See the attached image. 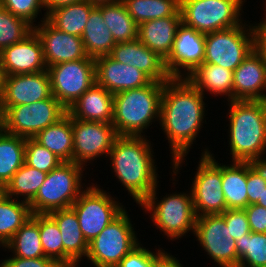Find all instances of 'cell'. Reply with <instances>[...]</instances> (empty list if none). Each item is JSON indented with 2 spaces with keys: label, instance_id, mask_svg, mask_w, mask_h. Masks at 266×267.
Here are the masks:
<instances>
[{
  "label": "cell",
  "instance_id": "6da1fadb",
  "mask_svg": "<svg viewBox=\"0 0 266 267\" xmlns=\"http://www.w3.org/2000/svg\"><path fill=\"white\" fill-rule=\"evenodd\" d=\"M203 99V94L186 77L170 78L164 83L159 124L171 145L173 175L177 174L204 123Z\"/></svg>",
  "mask_w": 266,
  "mask_h": 267
},
{
  "label": "cell",
  "instance_id": "7a4b0ae2",
  "mask_svg": "<svg viewBox=\"0 0 266 267\" xmlns=\"http://www.w3.org/2000/svg\"><path fill=\"white\" fill-rule=\"evenodd\" d=\"M152 152L151 143L144 134L118 136L108 155L116 178L139 205L159 182Z\"/></svg>",
  "mask_w": 266,
  "mask_h": 267
},
{
  "label": "cell",
  "instance_id": "3957f363",
  "mask_svg": "<svg viewBox=\"0 0 266 267\" xmlns=\"http://www.w3.org/2000/svg\"><path fill=\"white\" fill-rule=\"evenodd\" d=\"M228 102L232 162H266V100Z\"/></svg>",
  "mask_w": 266,
  "mask_h": 267
},
{
  "label": "cell",
  "instance_id": "277c9868",
  "mask_svg": "<svg viewBox=\"0 0 266 267\" xmlns=\"http://www.w3.org/2000/svg\"><path fill=\"white\" fill-rule=\"evenodd\" d=\"M164 83L152 81L114 94L112 124L118 136H142L153 119L160 120Z\"/></svg>",
  "mask_w": 266,
  "mask_h": 267
},
{
  "label": "cell",
  "instance_id": "5b68a950",
  "mask_svg": "<svg viewBox=\"0 0 266 267\" xmlns=\"http://www.w3.org/2000/svg\"><path fill=\"white\" fill-rule=\"evenodd\" d=\"M83 167L75 162H62L47 173L36 196L29 202L32 214L70 208L83 191Z\"/></svg>",
  "mask_w": 266,
  "mask_h": 267
},
{
  "label": "cell",
  "instance_id": "8992f818",
  "mask_svg": "<svg viewBox=\"0 0 266 267\" xmlns=\"http://www.w3.org/2000/svg\"><path fill=\"white\" fill-rule=\"evenodd\" d=\"M156 191L157 186L140 204L145 212L151 211V219L156 228L162 230L171 240L183 237L190 230L195 232L197 216L191 192L168 194L158 202Z\"/></svg>",
  "mask_w": 266,
  "mask_h": 267
},
{
  "label": "cell",
  "instance_id": "52a82bcc",
  "mask_svg": "<svg viewBox=\"0 0 266 267\" xmlns=\"http://www.w3.org/2000/svg\"><path fill=\"white\" fill-rule=\"evenodd\" d=\"M66 114L67 109L52 95L31 104L0 107V127L9 134L34 138Z\"/></svg>",
  "mask_w": 266,
  "mask_h": 267
},
{
  "label": "cell",
  "instance_id": "ba28073f",
  "mask_svg": "<svg viewBox=\"0 0 266 267\" xmlns=\"http://www.w3.org/2000/svg\"><path fill=\"white\" fill-rule=\"evenodd\" d=\"M243 2L245 0H180L182 22L202 34L233 28L243 21L240 16Z\"/></svg>",
  "mask_w": 266,
  "mask_h": 267
},
{
  "label": "cell",
  "instance_id": "9c48e42d",
  "mask_svg": "<svg viewBox=\"0 0 266 267\" xmlns=\"http://www.w3.org/2000/svg\"><path fill=\"white\" fill-rule=\"evenodd\" d=\"M243 22L233 28L205 34L203 63L219 65L234 71L255 49V24ZM249 30V31H248Z\"/></svg>",
  "mask_w": 266,
  "mask_h": 267
},
{
  "label": "cell",
  "instance_id": "30bf717a",
  "mask_svg": "<svg viewBox=\"0 0 266 267\" xmlns=\"http://www.w3.org/2000/svg\"><path fill=\"white\" fill-rule=\"evenodd\" d=\"M127 213L124 210L88 243L86 257L95 267H115L139 244Z\"/></svg>",
  "mask_w": 266,
  "mask_h": 267
},
{
  "label": "cell",
  "instance_id": "8fae6325",
  "mask_svg": "<svg viewBox=\"0 0 266 267\" xmlns=\"http://www.w3.org/2000/svg\"><path fill=\"white\" fill-rule=\"evenodd\" d=\"M94 185L83 189L71 206L87 243L125 210L123 205H120L122 203L116 201L111 194Z\"/></svg>",
  "mask_w": 266,
  "mask_h": 267
},
{
  "label": "cell",
  "instance_id": "7c38bea8",
  "mask_svg": "<svg viewBox=\"0 0 266 267\" xmlns=\"http://www.w3.org/2000/svg\"><path fill=\"white\" fill-rule=\"evenodd\" d=\"M212 155L208 149L202 152L191 184L190 191L197 217L222 214L227 210L222 190V165L217 163Z\"/></svg>",
  "mask_w": 266,
  "mask_h": 267
},
{
  "label": "cell",
  "instance_id": "4fadbf2b",
  "mask_svg": "<svg viewBox=\"0 0 266 267\" xmlns=\"http://www.w3.org/2000/svg\"><path fill=\"white\" fill-rule=\"evenodd\" d=\"M47 71L52 95L66 109L96 83L95 59L91 57L52 65Z\"/></svg>",
  "mask_w": 266,
  "mask_h": 267
},
{
  "label": "cell",
  "instance_id": "5bb4252c",
  "mask_svg": "<svg viewBox=\"0 0 266 267\" xmlns=\"http://www.w3.org/2000/svg\"><path fill=\"white\" fill-rule=\"evenodd\" d=\"M194 236L220 267H238L235 239L220 214L197 217Z\"/></svg>",
  "mask_w": 266,
  "mask_h": 267
},
{
  "label": "cell",
  "instance_id": "9a60e30c",
  "mask_svg": "<svg viewBox=\"0 0 266 267\" xmlns=\"http://www.w3.org/2000/svg\"><path fill=\"white\" fill-rule=\"evenodd\" d=\"M73 162L85 166L88 161L109 152L118 137L112 123L72 118Z\"/></svg>",
  "mask_w": 266,
  "mask_h": 267
},
{
  "label": "cell",
  "instance_id": "2e32d148",
  "mask_svg": "<svg viewBox=\"0 0 266 267\" xmlns=\"http://www.w3.org/2000/svg\"><path fill=\"white\" fill-rule=\"evenodd\" d=\"M205 56V34L186 26H179L172 51L165 60L167 73L171 78L188 77L199 65L203 64ZM181 69H184L183 73Z\"/></svg>",
  "mask_w": 266,
  "mask_h": 267
},
{
  "label": "cell",
  "instance_id": "e0dca14e",
  "mask_svg": "<svg viewBox=\"0 0 266 267\" xmlns=\"http://www.w3.org/2000/svg\"><path fill=\"white\" fill-rule=\"evenodd\" d=\"M52 96L50 75L47 70L37 73L3 77L0 107L25 105Z\"/></svg>",
  "mask_w": 266,
  "mask_h": 267
},
{
  "label": "cell",
  "instance_id": "ac0fdd59",
  "mask_svg": "<svg viewBox=\"0 0 266 267\" xmlns=\"http://www.w3.org/2000/svg\"><path fill=\"white\" fill-rule=\"evenodd\" d=\"M41 22V25L34 26L33 30L42 43L47 68L88 57L81 37L58 30L45 17Z\"/></svg>",
  "mask_w": 266,
  "mask_h": 267
},
{
  "label": "cell",
  "instance_id": "d6986e66",
  "mask_svg": "<svg viewBox=\"0 0 266 267\" xmlns=\"http://www.w3.org/2000/svg\"><path fill=\"white\" fill-rule=\"evenodd\" d=\"M4 76L37 73L47 70L42 43L33 30L23 40L0 52Z\"/></svg>",
  "mask_w": 266,
  "mask_h": 267
},
{
  "label": "cell",
  "instance_id": "ffe728a7",
  "mask_svg": "<svg viewBox=\"0 0 266 267\" xmlns=\"http://www.w3.org/2000/svg\"><path fill=\"white\" fill-rule=\"evenodd\" d=\"M233 79V100H266V63L256 48L234 70Z\"/></svg>",
  "mask_w": 266,
  "mask_h": 267
},
{
  "label": "cell",
  "instance_id": "44dd1931",
  "mask_svg": "<svg viewBox=\"0 0 266 267\" xmlns=\"http://www.w3.org/2000/svg\"><path fill=\"white\" fill-rule=\"evenodd\" d=\"M96 83L113 95L149 85L152 80L135 67L122 64L110 55L95 59Z\"/></svg>",
  "mask_w": 266,
  "mask_h": 267
},
{
  "label": "cell",
  "instance_id": "7402d4cb",
  "mask_svg": "<svg viewBox=\"0 0 266 267\" xmlns=\"http://www.w3.org/2000/svg\"><path fill=\"white\" fill-rule=\"evenodd\" d=\"M110 56L122 64L132 66L145 73L152 81L167 82L165 60L138 39L116 43Z\"/></svg>",
  "mask_w": 266,
  "mask_h": 267
},
{
  "label": "cell",
  "instance_id": "603a6c76",
  "mask_svg": "<svg viewBox=\"0 0 266 267\" xmlns=\"http://www.w3.org/2000/svg\"><path fill=\"white\" fill-rule=\"evenodd\" d=\"M56 222L63 243V267H77L87 255L88 243L83 237L75 211L70 207L48 213Z\"/></svg>",
  "mask_w": 266,
  "mask_h": 267
},
{
  "label": "cell",
  "instance_id": "cb8c5ba5",
  "mask_svg": "<svg viewBox=\"0 0 266 267\" xmlns=\"http://www.w3.org/2000/svg\"><path fill=\"white\" fill-rule=\"evenodd\" d=\"M114 95L94 83L72 106L67 114L83 121L112 123Z\"/></svg>",
  "mask_w": 266,
  "mask_h": 267
},
{
  "label": "cell",
  "instance_id": "d4e9b609",
  "mask_svg": "<svg viewBox=\"0 0 266 267\" xmlns=\"http://www.w3.org/2000/svg\"><path fill=\"white\" fill-rule=\"evenodd\" d=\"M182 23V14L142 22L138 25V40L166 60Z\"/></svg>",
  "mask_w": 266,
  "mask_h": 267
},
{
  "label": "cell",
  "instance_id": "484cf974",
  "mask_svg": "<svg viewBox=\"0 0 266 267\" xmlns=\"http://www.w3.org/2000/svg\"><path fill=\"white\" fill-rule=\"evenodd\" d=\"M234 71L219 65L203 63L199 65L186 79L203 95L205 90L216 96H228L233 100Z\"/></svg>",
  "mask_w": 266,
  "mask_h": 267
},
{
  "label": "cell",
  "instance_id": "4316f807",
  "mask_svg": "<svg viewBox=\"0 0 266 267\" xmlns=\"http://www.w3.org/2000/svg\"><path fill=\"white\" fill-rule=\"evenodd\" d=\"M81 39L88 57L96 59L110 55L116 42L104 22L101 5L90 11Z\"/></svg>",
  "mask_w": 266,
  "mask_h": 267
},
{
  "label": "cell",
  "instance_id": "83f0119b",
  "mask_svg": "<svg viewBox=\"0 0 266 267\" xmlns=\"http://www.w3.org/2000/svg\"><path fill=\"white\" fill-rule=\"evenodd\" d=\"M34 139L63 162H73L72 118L68 114L40 131Z\"/></svg>",
  "mask_w": 266,
  "mask_h": 267
},
{
  "label": "cell",
  "instance_id": "f1b7e54d",
  "mask_svg": "<svg viewBox=\"0 0 266 267\" xmlns=\"http://www.w3.org/2000/svg\"><path fill=\"white\" fill-rule=\"evenodd\" d=\"M247 162L233 161L222 165V190L227 209H244L248 206Z\"/></svg>",
  "mask_w": 266,
  "mask_h": 267
},
{
  "label": "cell",
  "instance_id": "f546056e",
  "mask_svg": "<svg viewBox=\"0 0 266 267\" xmlns=\"http://www.w3.org/2000/svg\"><path fill=\"white\" fill-rule=\"evenodd\" d=\"M95 7L87 0H82L53 10L47 20L58 30L81 37L90 11Z\"/></svg>",
  "mask_w": 266,
  "mask_h": 267
},
{
  "label": "cell",
  "instance_id": "4dcf8cb0",
  "mask_svg": "<svg viewBox=\"0 0 266 267\" xmlns=\"http://www.w3.org/2000/svg\"><path fill=\"white\" fill-rule=\"evenodd\" d=\"M26 138L9 134L0 127V183L6 186L25 163Z\"/></svg>",
  "mask_w": 266,
  "mask_h": 267
},
{
  "label": "cell",
  "instance_id": "1f68e13d",
  "mask_svg": "<svg viewBox=\"0 0 266 267\" xmlns=\"http://www.w3.org/2000/svg\"><path fill=\"white\" fill-rule=\"evenodd\" d=\"M101 13L116 43L138 39V24L128 13L122 1L101 4Z\"/></svg>",
  "mask_w": 266,
  "mask_h": 267
},
{
  "label": "cell",
  "instance_id": "d6a6232c",
  "mask_svg": "<svg viewBox=\"0 0 266 267\" xmlns=\"http://www.w3.org/2000/svg\"><path fill=\"white\" fill-rule=\"evenodd\" d=\"M31 216L28 202L4 195L0 199V246L4 247Z\"/></svg>",
  "mask_w": 266,
  "mask_h": 267
},
{
  "label": "cell",
  "instance_id": "836d02e7",
  "mask_svg": "<svg viewBox=\"0 0 266 267\" xmlns=\"http://www.w3.org/2000/svg\"><path fill=\"white\" fill-rule=\"evenodd\" d=\"M10 249L12 257L39 258L45 257L39 232V224L30 217L4 245Z\"/></svg>",
  "mask_w": 266,
  "mask_h": 267
},
{
  "label": "cell",
  "instance_id": "e575fe53",
  "mask_svg": "<svg viewBox=\"0 0 266 267\" xmlns=\"http://www.w3.org/2000/svg\"><path fill=\"white\" fill-rule=\"evenodd\" d=\"M139 25L153 19L178 16L180 0H121Z\"/></svg>",
  "mask_w": 266,
  "mask_h": 267
},
{
  "label": "cell",
  "instance_id": "d590c367",
  "mask_svg": "<svg viewBox=\"0 0 266 267\" xmlns=\"http://www.w3.org/2000/svg\"><path fill=\"white\" fill-rule=\"evenodd\" d=\"M46 176L47 173L24 163L6 184L5 195L11 198L14 195L17 200L19 196H23V201L29 203L36 196Z\"/></svg>",
  "mask_w": 266,
  "mask_h": 267
},
{
  "label": "cell",
  "instance_id": "8d00e7d4",
  "mask_svg": "<svg viewBox=\"0 0 266 267\" xmlns=\"http://www.w3.org/2000/svg\"><path fill=\"white\" fill-rule=\"evenodd\" d=\"M238 267H266V233H248L235 241Z\"/></svg>",
  "mask_w": 266,
  "mask_h": 267
},
{
  "label": "cell",
  "instance_id": "74e56055",
  "mask_svg": "<svg viewBox=\"0 0 266 267\" xmlns=\"http://www.w3.org/2000/svg\"><path fill=\"white\" fill-rule=\"evenodd\" d=\"M31 217L39 224L45 257L56 260L63 266V243L58 225L48 214H32Z\"/></svg>",
  "mask_w": 266,
  "mask_h": 267
},
{
  "label": "cell",
  "instance_id": "f35d334b",
  "mask_svg": "<svg viewBox=\"0 0 266 267\" xmlns=\"http://www.w3.org/2000/svg\"><path fill=\"white\" fill-rule=\"evenodd\" d=\"M33 31V26L0 6V52L23 40Z\"/></svg>",
  "mask_w": 266,
  "mask_h": 267
},
{
  "label": "cell",
  "instance_id": "ab89813d",
  "mask_svg": "<svg viewBox=\"0 0 266 267\" xmlns=\"http://www.w3.org/2000/svg\"><path fill=\"white\" fill-rule=\"evenodd\" d=\"M63 161L34 138H26L25 163L45 173L57 168Z\"/></svg>",
  "mask_w": 266,
  "mask_h": 267
},
{
  "label": "cell",
  "instance_id": "60d3db41",
  "mask_svg": "<svg viewBox=\"0 0 266 267\" xmlns=\"http://www.w3.org/2000/svg\"><path fill=\"white\" fill-rule=\"evenodd\" d=\"M248 205L256 204L266 188V162H247Z\"/></svg>",
  "mask_w": 266,
  "mask_h": 267
},
{
  "label": "cell",
  "instance_id": "b9f144b4",
  "mask_svg": "<svg viewBox=\"0 0 266 267\" xmlns=\"http://www.w3.org/2000/svg\"><path fill=\"white\" fill-rule=\"evenodd\" d=\"M0 6L13 15L23 18L34 27L35 18L41 8H44V0H0Z\"/></svg>",
  "mask_w": 266,
  "mask_h": 267
},
{
  "label": "cell",
  "instance_id": "7bdbcfd3",
  "mask_svg": "<svg viewBox=\"0 0 266 267\" xmlns=\"http://www.w3.org/2000/svg\"><path fill=\"white\" fill-rule=\"evenodd\" d=\"M157 251L152 252L139 243L115 267H153L154 262L165 252L161 248Z\"/></svg>",
  "mask_w": 266,
  "mask_h": 267
},
{
  "label": "cell",
  "instance_id": "ee69618b",
  "mask_svg": "<svg viewBox=\"0 0 266 267\" xmlns=\"http://www.w3.org/2000/svg\"><path fill=\"white\" fill-rule=\"evenodd\" d=\"M225 222L231 236L237 240L241 236L251 233L248 218L244 209H227L220 214Z\"/></svg>",
  "mask_w": 266,
  "mask_h": 267
},
{
  "label": "cell",
  "instance_id": "f6af8a7d",
  "mask_svg": "<svg viewBox=\"0 0 266 267\" xmlns=\"http://www.w3.org/2000/svg\"><path fill=\"white\" fill-rule=\"evenodd\" d=\"M0 267H63L56 260L48 257L20 258L9 257L4 259Z\"/></svg>",
  "mask_w": 266,
  "mask_h": 267
},
{
  "label": "cell",
  "instance_id": "bcb514c9",
  "mask_svg": "<svg viewBox=\"0 0 266 267\" xmlns=\"http://www.w3.org/2000/svg\"><path fill=\"white\" fill-rule=\"evenodd\" d=\"M250 230L254 233H266V207L251 204L244 208Z\"/></svg>",
  "mask_w": 266,
  "mask_h": 267
},
{
  "label": "cell",
  "instance_id": "7dc6e473",
  "mask_svg": "<svg viewBox=\"0 0 266 267\" xmlns=\"http://www.w3.org/2000/svg\"><path fill=\"white\" fill-rule=\"evenodd\" d=\"M255 48L262 54L266 63V20L255 25Z\"/></svg>",
  "mask_w": 266,
  "mask_h": 267
},
{
  "label": "cell",
  "instance_id": "c3c4849f",
  "mask_svg": "<svg viewBox=\"0 0 266 267\" xmlns=\"http://www.w3.org/2000/svg\"><path fill=\"white\" fill-rule=\"evenodd\" d=\"M153 267H183L176 257L164 252L153 264Z\"/></svg>",
  "mask_w": 266,
  "mask_h": 267
},
{
  "label": "cell",
  "instance_id": "681fc988",
  "mask_svg": "<svg viewBox=\"0 0 266 267\" xmlns=\"http://www.w3.org/2000/svg\"><path fill=\"white\" fill-rule=\"evenodd\" d=\"M82 0H44V10L47 12L45 13V18L53 11L58 8L80 2Z\"/></svg>",
  "mask_w": 266,
  "mask_h": 267
},
{
  "label": "cell",
  "instance_id": "f907efd6",
  "mask_svg": "<svg viewBox=\"0 0 266 267\" xmlns=\"http://www.w3.org/2000/svg\"><path fill=\"white\" fill-rule=\"evenodd\" d=\"M90 3L94 4L95 6L101 5V4H111L115 3L121 0H87Z\"/></svg>",
  "mask_w": 266,
  "mask_h": 267
},
{
  "label": "cell",
  "instance_id": "816d5d0a",
  "mask_svg": "<svg viewBox=\"0 0 266 267\" xmlns=\"http://www.w3.org/2000/svg\"><path fill=\"white\" fill-rule=\"evenodd\" d=\"M258 205L266 207V188H264V191L262 193V197H260L257 201Z\"/></svg>",
  "mask_w": 266,
  "mask_h": 267
},
{
  "label": "cell",
  "instance_id": "f5cc1de1",
  "mask_svg": "<svg viewBox=\"0 0 266 267\" xmlns=\"http://www.w3.org/2000/svg\"><path fill=\"white\" fill-rule=\"evenodd\" d=\"M3 72H2V68H1V65H0V98H1V95H2V91H3Z\"/></svg>",
  "mask_w": 266,
  "mask_h": 267
},
{
  "label": "cell",
  "instance_id": "db71d44e",
  "mask_svg": "<svg viewBox=\"0 0 266 267\" xmlns=\"http://www.w3.org/2000/svg\"><path fill=\"white\" fill-rule=\"evenodd\" d=\"M5 195V186L0 183V199Z\"/></svg>",
  "mask_w": 266,
  "mask_h": 267
}]
</instances>
